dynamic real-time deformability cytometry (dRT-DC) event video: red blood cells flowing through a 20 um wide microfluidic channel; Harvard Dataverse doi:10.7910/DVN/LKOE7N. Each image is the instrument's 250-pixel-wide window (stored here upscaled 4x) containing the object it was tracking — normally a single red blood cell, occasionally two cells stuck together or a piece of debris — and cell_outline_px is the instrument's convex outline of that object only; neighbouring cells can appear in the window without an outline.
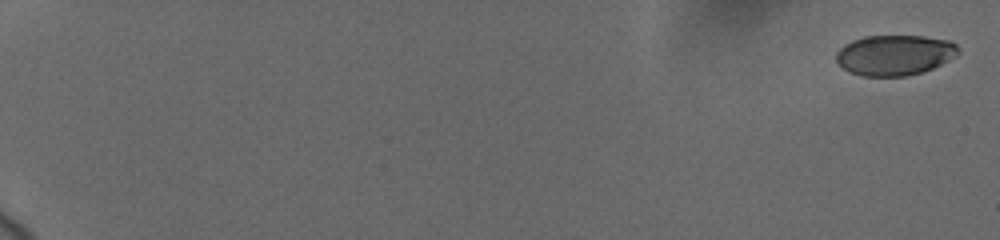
{"species": "human", "species_latin": "Homo sapiens", "temperature_condition": "cold", "stored_images_in_passage": 9, "camera_frame_rate_fps": 3000, "um_per_image_px": 0.085, "donor": {"sex": "female"}, "frame": {"image": 1, "passage_image": 1, "time_ms": 0.0, "image_size_px": [1000, 240], "cell_outline_px": [[960, 52], [956, 56], [932, 68], [920, 72], [904, 76], [860, 76], [848, 72], [836, 60], [836, 52], [844, 44], [852, 40], [864, 36], [924, 36], [952, 40], [956, 44]], "centroid_in_image_um": [76.04, 4.67], "position_along_channel_um": 9.0, "area_um2": 28.84}}